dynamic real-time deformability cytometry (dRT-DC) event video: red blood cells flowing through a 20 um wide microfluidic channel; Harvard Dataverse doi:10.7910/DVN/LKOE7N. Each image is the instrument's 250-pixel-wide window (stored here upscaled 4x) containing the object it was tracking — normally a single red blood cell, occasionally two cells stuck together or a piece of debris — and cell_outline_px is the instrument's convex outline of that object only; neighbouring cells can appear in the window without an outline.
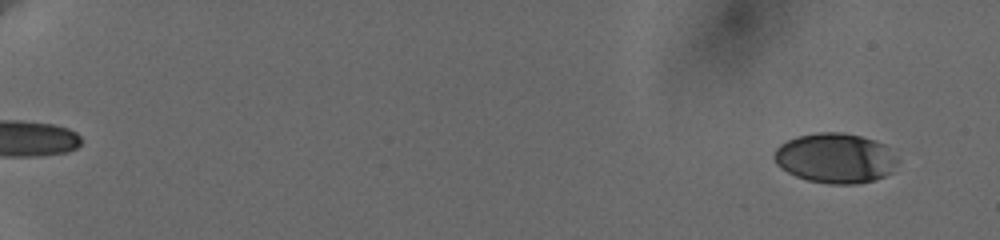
{"species": "human", "species_latin": "Homo sapiens", "temperature_condition": "cold", "stored_images_in_passage": 67, "camera_frame_rate_fps": 3000, "um_per_image_px": 0.085, "donor": {"sex": "female"}, "frame": {"image": 1, "passage_image": 5, "time_ms": 1.0, "image_size_px": [1000, 240], "cell_outline_px": [[900, 160], [892, 172], [884, 176], [872, 180], [856, 184], [828, 184], [808, 180], [796, 176], [780, 168], [776, 164], [772, 156], [776, 148], [780, 144], [796, 136], [816, 132], [844, 132], [860, 136], [884, 144]], "centroid_in_image_um": [70.99, 13.44], "position_along_channel_um": 14.0, "area_um2": 36.18}}
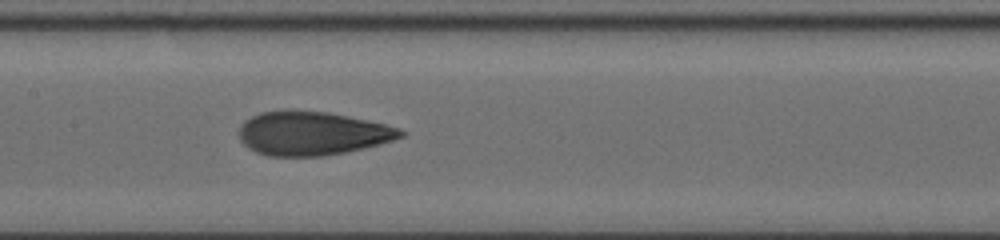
{"frame": {"image": 2, "passage_image": 38, "time_ms": 11.0, "image_size_px": [1000, 240], "cell_outline_px": [[408, 132], [404, 136], [380, 144], [364, 148], [324, 156], [268, 156], [256, 152], [248, 148], [240, 140], [240, 128], [244, 120], [260, 112], [288, 108], [328, 112], [384, 124], [400, 128]], "centroid_in_image_um": [26.51, 11.32], "position_along_channel_um": 180.9, "area_um2": 41.56}}
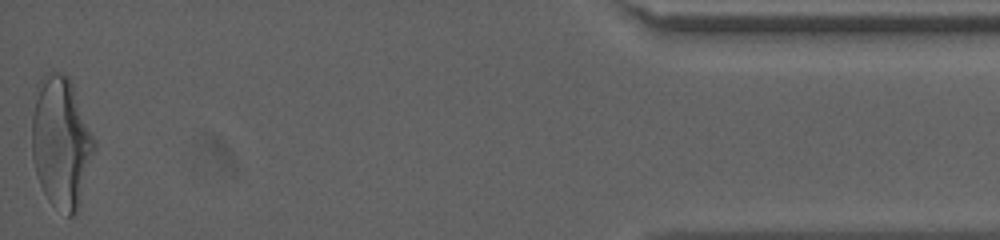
{"frame": {"image": 3, "passage_image": 66, "time_ms": 19.667, "image_size_px": [1000, 240], "cell_outline_px": [[96, 148], [80, 204], [76, 216], [68, 216], [52, 204], [48, 200], [40, 184], [32, 160], [32, 116], [36, 84], [44, 72], [52, 68], [68, 76], [96, 140]], "centroid_in_image_um": [5.19, 12.06], "position_along_channel_um": 430.0, "area_um2": 48.44}, "authors_computed_cell_mechanics": {"area_um2": 40.171, "velocity_mm_per_s": 3.645, "shape_relaxation_time_tau1_ms": 4.9706, "shape_relaxation_time_tau2_ms": 1.2296, "deformation_change_tau1": 0.1894, "deformation_change_tau2": 0.0788}}